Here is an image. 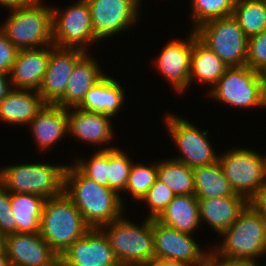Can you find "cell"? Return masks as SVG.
<instances>
[{"label":"cell","mask_w":266,"mask_h":266,"mask_svg":"<svg viewBox=\"0 0 266 266\" xmlns=\"http://www.w3.org/2000/svg\"><path fill=\"white\" fill-rule=\"evenodd\" d=\"M64 193L81 212L90 228H101L124 214L127 209L120 196L109 187L84 176L73 164L66 165Z\"/></svg>","instance_id":"6da1fadb"},{"label":"cell","mask_w":266,"mask_h":266,"mask_svg":"<svg viewBox=\"0 0 266 266\" xmlns=\"http://www.w3.org/2000/svg\"><path fill=\"white\" fill-rule=\"evenodd\" d=\"M220 236L223 240L219 246L210 249L215 257L256 264L266 257V219L252 202Z\"/></svg>","instance_id":"7a4b0ae2"},{"label":"cell","mask_w":266,"mask_h":266,"mask_svg":"<svg viewBox=\"0 0 266 266\" xmlns=\"http://www.w3.org/2000/svg\"><path fill=\"white\" fill-rule=\"evenodd\" d=\"M44 1L31 0L8 9V17L0 29L18 50L53 45L52 4L45 5Z\"/></svg>","instance_id":"3957f363"},{"label":"cell","mask_w":266,"mask_h":266,"mask_svg":"<svg viewBox=\"0 0 266 266\" xmlns=\"http://www.w3.org/2000/svg\"><path fill=\"white\" fill-rule=\"evenodd\" d=\"M90 229L77 206L64 192L46 199L40 235L59 257Z\"/></svg>","instance_id":"277c9868"},{"label":"cell","mask_w":266,"mask_h":266,"mask_svg":"<svg viewBox=\"0 0 266 266\" xmlns=\"http://www.w3.org/2000/svg\"><path fill=\"white\" fill-rule=\"evenodd\" d=\"M145 218L139 225L123 214L100 228L121 266H142L155 258L153 219Z\"/></svg>","instance_id":"5b68a950"},{"label":"cell","mask_w":266,"mask_h":266,"mask_svg":"<svg viewBox=\"0 0 266 266\" xmlns=\"http://www.w3.org/2000/svg\"><path fill=\"white\" fill-rule=\"evenodd\" d=\"M44 162H20L1 167L0 183L10 193H32L45 199L57 197L64 192L66 165Z\"/></svg>","instance_id":"8992f818"},{"label":"cell","mask_w":266,"mask_h":266,"mask_svg":"<svg viewBox=\"0 0 266 266\" xmlns=\"http://www.w3.org/2000/svg\"><path fill=\"white\" fill-rule=\"evenodd\" d=\"M240 147L219 153V163L234 192L252 202L266 184V155Z\"/></svg>","instance_id":"52a82bcc"},{"label":"cell","mask_w":266,"mask_h":266,"mask_svg":"<svg viewBox=\"0 0 266 266\" xmlns=\"http://www.w3.org/2000/svg\"><path fill=\"white\" fill-rule=\"evenodd\" d=\"M208 96L232 108H266V89L262 73L249 66L229 67Z\"/></svg>","instance_id":"ba28073f"},{"label":"cell","mask_w":266,"mask_h":266,"mask_svg":"<svg viewBox=\"0 0 266 266\" xmlns=\"http://www.w3.org/2000/svg\"><path fill=\"white\" fill-rule=\"evenodd\" d=\"M194 31L229 67L246 66L248 37L233 15L205 22Z\"/></svg>","instance_id":"9c48e42d"},{"label":"cell","mask_w":266,"mask_h":266,"mask_svg":"<svg viewBox=\"0 0 266 266\" xmlns=\"http://www.w3.org/2000/svg\"><path fill=\"white\" fill-rule=\"evenodd\" d=\"M164 116L171 141L180 151V156H175L173 159L183 162L192 169L219 161V155L208 139L209 131L200 130L194 123L192 124L188 119L175 115L174 112L173 114L168 112Z\"/></svg>","instance_id":"30bf717a"},{"label":"cell","mask_w":266,"mask_h":266,"mask_svg":"<svg viewBox=\"0 0 266 266\" xmlns=\"http://www.w3.org/2000/svg\"><path fill=\"white\" fill-rule=\"evenodd\" d=\"M53 45L60 48H77L88 52L98 42L92 35L91 15L86 0H77L63 9L52 6Z\"/></svg>","instance_id":"8fae6325"},{"label":"cell","mask_w":266,"mask_h":266,"mask_svg":"<svg viewBox=\"0 0 266 266\" xmlns=\"http://www.w3.org/2000/svg\"><path fill=\"white\" fill-rule=\"evenodd\" d=\"M86 1L90 9L92 35L98 42L131 29L142 15L141 5L136 0Z\"/></svg>","instance_id":"7c38bea8"},{"label":"cell","mask_w":266,"mask_h":266,"mask_svg":"<svg viewBox=\"0 0 266 266\" xmlns=\"http://www.w3.org/2000/svg\"><path fill=\"white\" fill-rule=\"evenodd\" d=\"M153 243L155 258L180 260L190 266H207L213 247L202 249L194 235L175 230L157 219H153Z\"/></svg>","instance_id":"4fadbf2b"},{"label":"cell","mask_w":266,"mask_h":266,"mask_svg":"<svg viewBox=\"0 0 266 266\" xmlns=\"http://www.w3.org/2000/svg\"><path fill=\"white\" fill-rule=\"evenodd\" d=\"M183 39H170L154 59V68L170 84L175 93L189 90L192 56V30ZM188 89V90H187Z\"/></svg>","instance_id":"5bb4252c"},{"label":"cell","mask_w":266,"mask_h":266,"mask_svg":"<svg viewBox=\"0 0 266 266\" xmlns=\"http://www.w3.org/2000/svg\"><path fill=\"white\" fill-rule=\"evenodd\" d=\"M68 137L75 138L81 143L98 146L97 150L115 148L111 145L115 138L112 116L105 113L86 111L78 107L67 109ZM108 145V146H105ZM104 146V147H103Z\"/></svg>","instance_id":"9a60e30c"},{"label":"cell","mask_w":266,"mask_h":266,"mask_svg":"<svg viewBox=\"0 0 266 266\" xmlns=\"http://www.w3.org/2000/svg\"><path fill=\"white\" fill-rule=\"evenodd\" d=\"M82 49L49 45V60L38 90L45 104H56L63 96L74 65L86 54Z\"/></svg>","instance_id":"2e32d148"},{"label":"cell","mask_w":266,"mask_h":266,"mask_svg":"<svg viewBox=\"0 0 266 266\" xmlns=\"http://www.w3.org/2000/svg\"><path fill=\"white\" fill-rule=\"evenodd\" d=\"M60 266H121L109 240L99 228H91L60 256Z\"/></svg>","instance_id":"e0dca14e"},{"label":"cell","mask_w":266,"mask_h":266,"mask_svg":"<svg viewBox=\"0 0 266 266\" xmlns=\"http://www.w3.org/2000/svg\"><path fill=\"white\" fill-rule=\"evenodd\" d=\"M5 251L11 266H60L59 255L40 233H11L5 236Z\"/></svg>","instance_id":"ac0fdd59"},{"label":"cell","mask_w":266,"mask_h":266,"mask_svg":"<svg viewBox=\"0 0 266 266\" xmlns=\"http://www.w3.org/2000/svg\"><path fill=\"white\" fill-rule=\"evenodd\" d=\"M27 127L30 128L38 150L42 153L50 151L55 144L69 136L67 108L45 104Z\"/></svg>","instance_id":"d6986e66"},{"label":"cell","mask_w":266,"mask_h":266,"mask_svg":"<svg viewBox=\"0 0 266 266\" xmlns=\"http://www.w3.org/2000/svg\"><path fill=\"white\" fill-rule=\"evenodd\" d=\"M49 60V45L19 50L10 72L14 89L39 90L43 84Z\"/></svg>","instance_id":"ffe728a7"},{"label":"cell","mask_w":266,"mask_h":266,"mask_svg":"<svg viewBox=\"0 0 266 266\" xmlns=\"http://www.w3.org/2000/svg\"><path fill=\"white\" fill-rule=\"evenodd\" d=\"M99 61L87 52L73 67L64 96L56 103L64 108L78 107L87 92L106 74Z\"/></svg>","instance_id":"44dd1931"},{"label":"cell","mask_w":266,"mask_h":266,"mask_svg":"<svg viewBox=\"0 0 266 266\" xmlns=\"http://www.w3.org/2000/svg\"><path fill=\"white\" fill-rule=\"evenodd\" d=\"M200 223L206 222L219 235L228 229L249 203L243 196L198 198Z\"/></svg>","instance_id":"7402d4cb"},{"label":"cell","mask_w":266,"mask_h":266,"mask_svg":"<svg viewBox=\"0 0 266 266\" xmlns=\"http://www.w3.org/2000/svg\"><path fill=\"white\" fill-rule=\"evenodd\" d=\"M44 105L37 90L13 88L0 103V121L8 125L28 126Z\"/></svg>","instance_id":"603a6c76"},{"label":"cell","mask_w":266,"mask_h":266,"mask_svg":"<svg viewBox=\"0 0 266 266\" xmlns=\"http://www.w3.org/2000/svg\"><path fill=\"white\" fill-rule=\"evenodd\" d=\"M106 74L86 94L82 103L78 106L86 111L105 113L112 117L117 116L122 110L126 95L125 90L118 81Z\"/></svg>","instance_id":"cb8c5ba5"},{"label":"cell","mask_w":266,"mask_h":266,"mask_svg":"<svg viewBox=\"0 0 266 266\" xmlns=\"http://www.w3.org/2000/svg\"><path fill=\"white\" fill-rule=\"evenodd\" d=\"M229 66L204 45L192 30V56L189 89L194 82L207 84L211 88L224 75ZM193 82V83H192Z\"/></svg>","instance_id":"d4e9b609"},{"label":"cell","mask_w":266,"mask_h":266,"mask_svg":"<svg viewBox=\"0 0 266 266\" xmlns=\"http://www.w3.org/2000/svg\"><path fill=\"white\" fill-rule=\"evenodd\" d=\"M157 220L180 232L195 235L196 230L201 229L198 198L195 194L175 195Z\"/></svg>","instance_id":"484cf974"},{"label":"cell","mask_w":266,"mask_h":266,"mask_svg":"<svg viewBox=\"0 0 266 266\" xmlns=\"http://www.w3.org/2000/svg\"><path fill=\"white\" fill-rule=\"evenodd\" d=\"M46 199L32 193H10L11 210L17 232L40 233V222Z\"/></svg>","instance_id":"4316f807"},{"label":"cell","mask_w":266,"mask_h":266,"mask_svg":"<svg viewBox=\"0 0 266 266\" xmlns=\"http://www.w3.org/2000/svg\"><path fill=\"white\" fill-rule=\"evenodd\" d=\"M193 175L197 198H220L236 194L224 176L219 161L194 168Z\"/></svg>","instance_id":"83f0119b"},{"label":"cell","mask_w":266,"mask_h":266,"mask_svg":"<svg viewBox=\"0 0 266 266\" xmlns=\"http://www.w3.org/2000/svg\"><path fill=\"white\" fill-rule=\"evenodd\" d=\"M157 179L175 195L195 194L193 169L173 157L157 162Z\"/></svg>","instance_id":"f1b7e54d"},{"label":"cell","mask_w":266,"mask_h":266,"mask_svg":"<svg viewBox=\"0 0 266 266\" xmlns=\"http://www.w3.org/2000/svg\"><path fill=\"white\" fill-rule=\"evenodd\" d=\"M233 16L250 38L266 29V0H236Z\"/></svg>","instance_id":"f546056e"},{"label":"cell","mask_w":266,"mask_h":266,"mask_svg":"<svg viewBox=\"0 0 266 266\" xmlns=\"http://www.w3.org/2000/svg\"><path fill=\"white\" fill-rule=\"evenodd\" d=\"M133 163V160L123 149L115 147L108 150V187L120 196L125 207L126 203H124L125 199L122 198V194L127 186Z\"/></svg>","instance_id":"4dcf8cb0"},{"label":"cell","mask_w":266,"mask_h":266,"mask_svg":"<svg viewBox=\"0 0 266 266\" xmlns=\"http://www.w3.org/2000/svg\"><path fill=\"white\" fill-rule=\"evenodd\" d=\"M235 3L236 0H191V30L210 20L233 15Z\"/></svg>","instance_id":"1f68e13d"},{"label":"cell","mask_w":266,"mask_h":266,"mask_svg":"<svg viewBox=\"0 0 266 266\" xmlns=\"http://www.w3.org/2000/svg\"><path fill=\"white\" fill-rule=\"evenodd\" d=\"M157 179V162L144 165L141 163L132 164L124 193H129L132 201L139 202L148 192Z\"/></svg>","instance_id":"d6a6232c"},{"label":"cell","mask_w":266,"mask_h":266,"mask_svg":"<svg viewBox=\"0 0 266 266\" xmlns=\"http://www.w3.org/2000/svg\"><path fill=\"white\" fill-rule=\"evenodd\" d=\"M73 165L87 178L108 187V150H95L89 159L77 158Z\"/></svg>","instance_id":"836d02e7"},{"label":"cell","mask_w":266,"mask_h":266,"mask_svg":"<svg viewBox=\"0 0 266 266\" xmlns=\"http://www.w3.org/2000/svg\"><path fill=\"white\" fill-rule=\"evenodd\" d=\"M175 194L163 182L156 179L154 184L138 203H145L150 209L147 218L157 219L174 199Z\"/></svg>","instance_id":"e575fe53"},{"label":"cell","mask_w":266,"mask_h":266,"mask_svg":"<svg viewBox=\"0 0 266 266\" xmlns=\"http://www.w3.org/2000/svg\"><path fill=\"white\" fill-rule=\"evenodd\" d=\"M246 66L260 73L266 70V29L248 38Z\"/></svg>","instance_id":"d590c367"},{"label":"cell","mask_w":266,"mask_h":266,"mask_svg":"<svg viewBox=\"0 0 266 266\" xmlns=\"http://www.w3.org/2000/svg\"><path fill=\"white\" fill-rule=\"evenodd\" d=\"M0 233H17V223L11 210L10 192L0 183Z\"/></svg>","instance_id":"8d00e7d4"},{"label":"cell","mask_w":266,"mask_h":266,"mask_svg":"<svg viewBox=\"0 0 266 266\" xmlns=\"http://www.w3.org/2000/svg\"><path fill=\"white\" fill-rule=\"evenodd\" d=\"M19 50L0 29V73L10 74Z\"/></svg>","instance_id":"74e56055"},{"label":"cell","mask_w":266,"mask_h":266,"mask_svg":"<svg viewBox=\"0 0 266 266\" xmlns=\"http://www.w3.org/2000/svg\"><path fill=\"white\" fill-rule=\"evenodd\" d=\"M207 266H260V265L249 261H235V260H227L215 257L210 252Z\"/></svg>","instance_id":"f35d334b"},{"label":"cell","mask_w":266,"mask_h":266,"mask_svg":"<svg viewBox=\"0 0 266 266\" xmlns=\"http://www.w3.org/2000/svg\"><path fill=\"white\" fill-rule=\"evenodd\" d=\"M142 266H190L184 261L174 259L154 258Z\"/></svg>","instance_id":"ab89813d"},{"label":"cell","mask_w":266,"mask_h":266,"mask_svg":"<svg viewBox=\"0 0 266 266\" xmlns=\"http://www.w3.org/2000/svg\"><path fill=\"white\" fill-rule=\"evenodd\" d=\"M12 89L10 74L0 73V103Z\"/></svg>","instance_id":"60d3db41"},{"label":"cell","mask_w":266,"mask_h":266,"mask_svg":"<svg viewBox=\"0 0 266 266\" xmlns=\"http://www.w3.org/2000/svg\"><path fill=\"white\" fill-rule=\"evenodd\" d=\"M252 204L261 212L262 216L266 219V184L261 192L252 201Z\"/></svg>","instance_id":"b9f144b4"},{"label":"cell","mask_w":266,"mask_h":266,"mask_svg":"<svg viewBox=\"0 0 266 266\" xmlns=\"http://www.w3.org/2000/svg\"><path fill=\"white\" fill-rule=\"evenodd\" d=\"M30 1L31 0H0V6L6 9H12Z\"/></svg>","instance_id":"7bdbcfd3"},{"label":"cell","mask_w":266,"mask_h":266,"mask_svg":"<svg viewBox=\"0 0 266 266\" xmlns=\"http://www.w3.org/2000/svg\"><path fill=\"white\" fill-rule=\"evenodd\" d=\"M0 266H11L9 258L6 255V251L0 253Z\"/></svg>","instance_id":"ee69618b"},{"label":"cell","mask_w":266,"mask_h":266,"mask_svg":"<svg viewBox=\"0 0 266 266\" xmlns=\"http://www.w3.org/2000/svg\"><path fill=\"white\" fill-rule=\"evenodd\" d=\"M5 251V235L0 233V253Z\"/></svg>","instance_id":"f6af8a7d"},{"label":"cell","mask_w":266,"mask_h":266,"mask_svg":"<svg viewBox=\"0 0 266 266\" xmlns=\"http://www.w3.org/2000/svg\"><path fill=\"white\" fill-rule=\"evenodd\" d=\"M262 76H263V80L265 83V89H266V70H264V72L262 73Z\"/></svg>","instance_id":"bcb514c9"},{"label":"cell","mask_w":266,"mask_h":266,"mask_svg":"<svg viewBox=\"0 0 266 266\" xmlns=\"http://www.w3.org/2000/svg\"><path fill=\"white\" fill-rule=\"evenodd\" d=\"M140 5H141V3H142V0H136Z\"/></svg>","instance_id":"7dc6e473"}]
</instances>
